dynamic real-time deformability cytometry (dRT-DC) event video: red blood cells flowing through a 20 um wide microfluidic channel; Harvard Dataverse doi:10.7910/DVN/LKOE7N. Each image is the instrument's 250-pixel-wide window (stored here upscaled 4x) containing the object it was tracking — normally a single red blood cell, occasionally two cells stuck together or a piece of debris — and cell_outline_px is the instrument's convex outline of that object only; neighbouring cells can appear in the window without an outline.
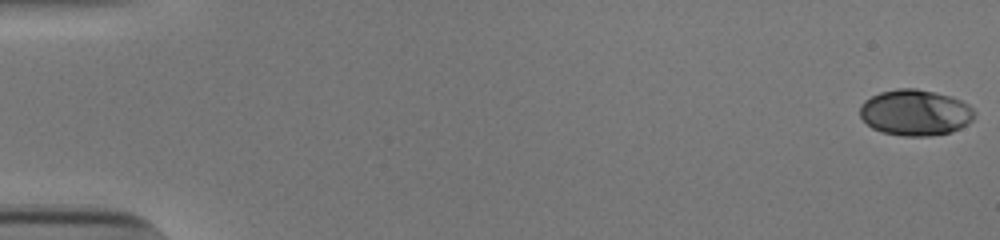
{"species": "human", "species_latin": "Homo sapiens", "temperature_condition": "cold", "stored_images_in_passage": 54, "camera_frame_rate_fps": 3000, "um_per_image_px": 0.085, "donor": {"sex": "male"}, "frame": {"image": 1, "passage_image": 1, "time_ms": 0.0, "image_size_px": [1000, 240], "cell_outline_px": [[976, 112], [972, 120], [968, 124], [952, 132], [932, 136], [904, 136], [884, 132], [872, 128], [860, 116], [860, 104], [864, 100], [880, 92], [896, 88], [916, 88], [936, 92], [952, 96], [968, 104]], "centroid_in_image_um": [77.81, 9.56], "position_along_channel_um": 7.2, "area_um2": 30.92}}
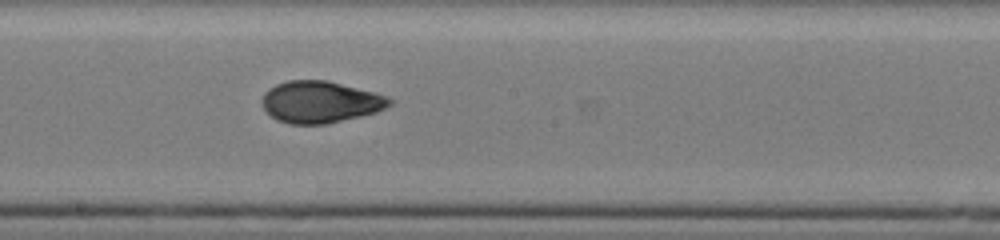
{"frame": {"image": 2, "passage_image": 31, "time_ms": 10.0, "image_size_px": [1000, 240], "cell_outline_px": [[392, 104], [376, 112], [328, 124], [288, 124], [276, 120], [264, 108], [260, 100], [264, 92], [268, 88], [276, 84], [288, 80], [328, 80], [388, 96], [392, 100]], "centroid_in_image_um": [27.19, 8.67], "position_along_channel_um": 221.0, "area_um2": 31.15}}
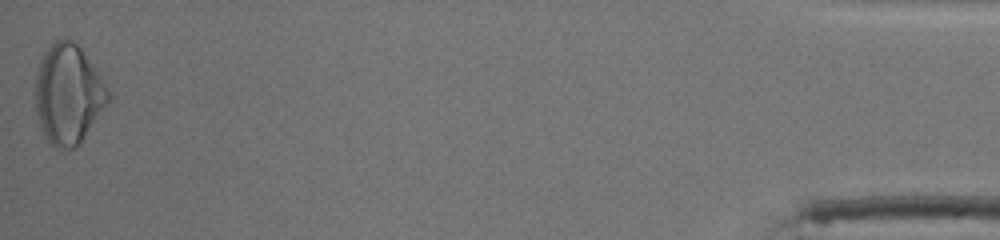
{"frame": {"image": 3, "passage_image": 54, "time_ms": 17.667, "image_size_px": [1000, 240], "cell_outline_px": [[108, 100], [80, 144], [76, 148], [56, 148], [48, 140], [40, 124], [36, 112], [32, 96], [36, 68], [48, 48], [56, 40], [64, 36], [72, 40], [80, 48], [108, 88]], "centroid_in_image_um": [5.73, 7.99], "position_along_channel_um": 429.5, "area_um2": 42.02}, "authors_computed_cell_mechanics": {"area_um2": 31.1831, "velocity_mm_per_s": 3.8723, "shape_relaxation_time_tau1_ms": 5.6846, "shape_relaxation_time_tau2_ms": 1.6162, "deformation_change_tau1": 0.1796, "deformation_change_tau2": 0.0583}}